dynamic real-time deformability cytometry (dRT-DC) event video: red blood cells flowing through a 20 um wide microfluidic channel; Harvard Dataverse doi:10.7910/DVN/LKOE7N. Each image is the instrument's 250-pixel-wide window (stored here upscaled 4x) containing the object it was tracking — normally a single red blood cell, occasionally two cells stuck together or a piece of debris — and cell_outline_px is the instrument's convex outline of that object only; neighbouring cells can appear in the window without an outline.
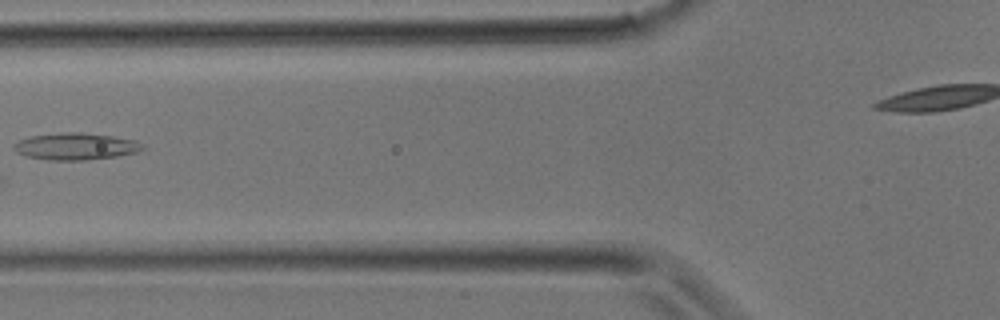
{"species": "common noctule bat (a hibernating species)", "species_latin": "Nyctalus noctula", "temperature_condition": "room temperature", "stored_images_in_passage": 22, "camera_frame_rate_fps": 3000, "um_per_image_px": 0.085, "animal": {"sex": "male", "body_mass_g": 17.9}, "frame": {"image": 1, "passage_image": 7, "time_ms": 2.0, "image_size_px": [1000, 320], "cell_outline_px": [[148, 148], [136, 152], [116, 156], [84, 160], [48, 160], [24, 156], [16, 152], [12, 148], [12, 144], [16, 140], [28, 136], [60, 132], [80, 132], [112, 136], [136, 140], [144, 144]], "centroid_in_image_um": [6.39, 12.43], "position_along_channel_um": 119.4, "area_um2": 20.58}}
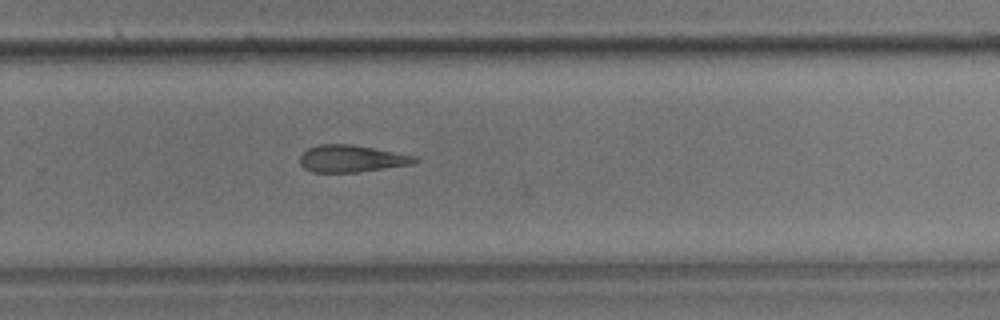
{"frame": {"image": 2, "passage_image": 16, "time_ms": 5.0, "image_size_px": [1000, 320], "cell_outline_px": [[420, 160], [412, 164], [360, 172], [312, 172], [304, 168], [300, 164], [300, 156], [308, 148], [320, 144], [352, 144], [416, 156]], "centroid_in_image_um": [29.88, 13.48], "position_along_channel_um": 299.9, "area_um2": 18.09}}
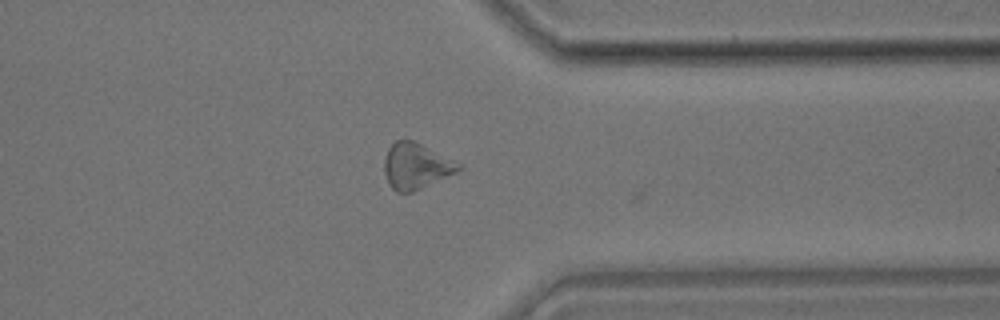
{"frame": {"image": 3, "passage_image": 20, "time_ms": 6.333, "image_size_px": [1000, 320], "cell_outline_px": [[464, 168], [456, 172], [412, 192], [396, 192], [388, 184], [384, 172], [384, 160], [388, 148], [396, 140], [416, 140], [460, 164]], "centroid_in_image_um": [35.33, 14.1], "position_along_channel_um": 376.1, "area_um2": 19.77}}